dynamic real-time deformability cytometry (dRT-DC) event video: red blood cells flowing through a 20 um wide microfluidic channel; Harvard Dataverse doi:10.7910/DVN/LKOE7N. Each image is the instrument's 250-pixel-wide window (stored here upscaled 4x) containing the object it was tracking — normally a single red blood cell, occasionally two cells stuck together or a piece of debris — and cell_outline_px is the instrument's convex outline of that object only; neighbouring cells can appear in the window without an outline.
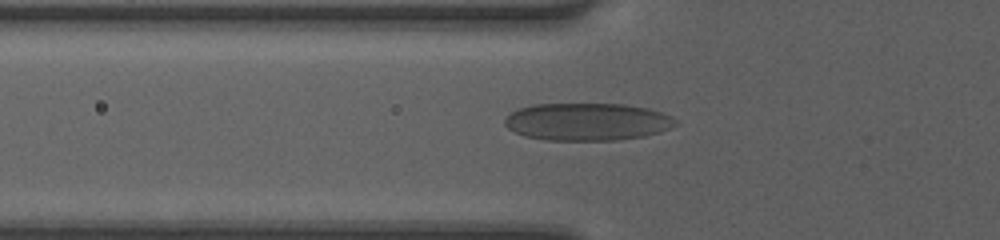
{"species": "human", "species_latin": "Homo sapiens", "temperature_condition": "room temperature", "stored_images_in_passage": 24, "camera_frame_rate_fps": 3000, "um_per_image_px": 0.085, "donor": {"sex": "female"}, "frame": {"image": 1, "passage_image": 3, "time_ms": 0.667, "image_size_px": [1000, 240], "cell_outline_px": [[676, 124], [672, 128], [660, 132], [644, 136], [616, 140], [544, 140], [524, 136], [508, 128], [504, 124], [504, 120], [512, 112], [520, 108], [532, 104], [624, 104], [648, 108], [672, 116], [676, 120]], "centroid_in_image_um": [49.93, 10.35], "position_along_channel_um": 75.9, "area_um2": 37.4}}
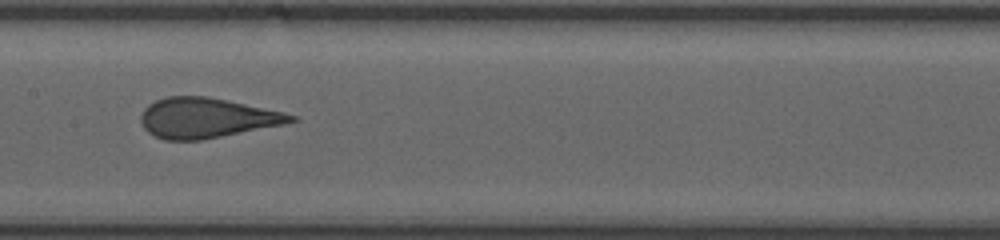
{"frame": {"image": 2, "passage_image": 9, "time_ms": 2.667, "image_size_px": [1000, 240], "cell_outline_px": [[300, 120], [284, 124], [200, 140], [164, 140], [148, 132], [144, 128], [140, 120], [140, 116], [144, 108], [148, 104], [156, 100], [168, 96], [208, 96], [228, 100], [284, 112], [296, 116]], "centroid_in_image_um": [17.55, 10.01], "position_along_channel_um": 189.9, "area_um2": 34.91}}
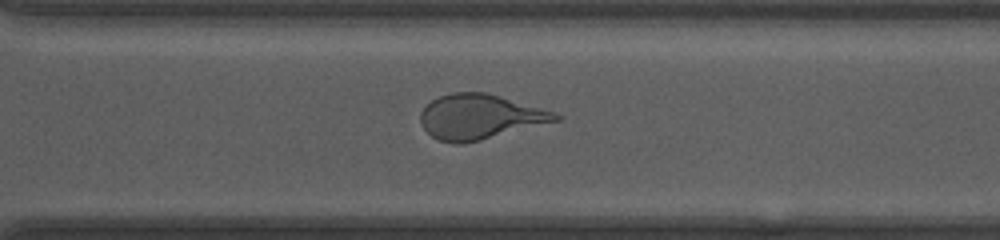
{"frame": {"image": 3, "passage_image": 16, "time_ms": 5.0, "image_size_px": [1000, 240], "cell_outline_px": [[560, 120], [464, 144], [452, 144], [440, 140], [432, 136], [420, 124], [420, 112], [432, 100], [440, 96], [452, 92], [488, 92], [540, 108], [552, 112], [560, 116]], "centroid_in_image_um": [40.74, 9.93], "position_along_channel_um": 329.9, "area_um2": 34.97}}